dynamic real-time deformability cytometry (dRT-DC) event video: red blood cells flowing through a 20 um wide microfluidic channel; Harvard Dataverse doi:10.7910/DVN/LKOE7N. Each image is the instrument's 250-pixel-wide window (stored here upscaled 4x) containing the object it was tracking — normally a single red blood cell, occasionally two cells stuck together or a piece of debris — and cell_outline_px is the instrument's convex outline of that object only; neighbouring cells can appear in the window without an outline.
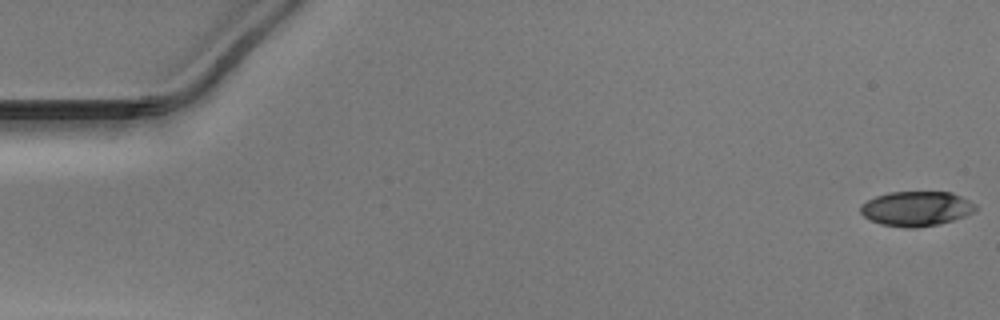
{"species": "Egyptian fruit bat (a non-hibernating species)", "species_latin": "Rousettus aegyptiacus", "temperature_condition": "warm", "stored_images_in_passage": 3, "camera_frame_rate_fps": 3000, "um_per_image_px": 0.085, "animal": {"sex": "male"}, "frame": {"image": 1, "passage_image": 1, "time_ms": 0.0, "image_size_px": [1000, 320], "cell_outline_px": [[976, 208], [972, 212], [964, 216], [940, 224], [916, 228], [904, 228], [880, 224], [864, 216], [860, 212], [860, 208], [868, 200], [876, 196], [888, 192], [952, 192], [976, 204]], "centroid_in_image_um": [77.89, 17.74], "position_along_channel_um": 7.1, "area_um2": 23.18}}